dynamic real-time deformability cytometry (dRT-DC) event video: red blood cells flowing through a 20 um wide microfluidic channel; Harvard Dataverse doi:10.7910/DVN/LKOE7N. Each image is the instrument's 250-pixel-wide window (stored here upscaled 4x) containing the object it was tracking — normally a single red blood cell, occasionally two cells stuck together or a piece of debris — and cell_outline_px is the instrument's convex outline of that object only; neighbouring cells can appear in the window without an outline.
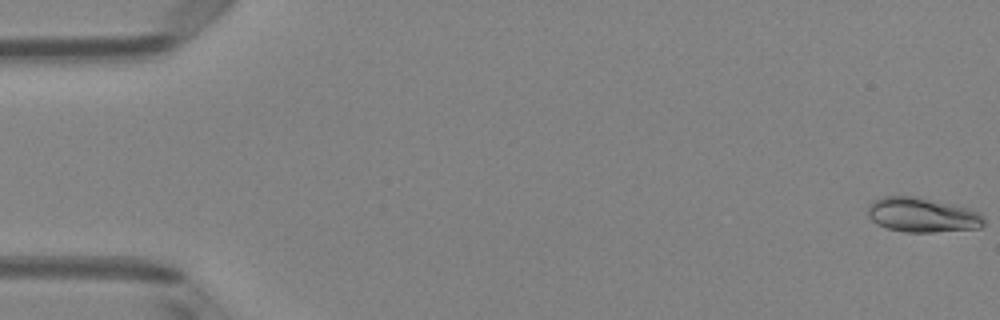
{"species": "Egyptian fruit bat (a non-hibernating species)", "species_latin": "Rousettus aegyptiacus", "temperature_condition": "room temperature", "stored_images_in_passage": 51, "camera_frame_rate_fps": 3000, "um_per_image_px": 0.085, "animal": {"sex": "female"}, "frame": {"image": 1, "passage_image": 1, "time_ms": 0.0, "image_size_px": [1000, 320], "cell_outline_px": [[984, 224], [980, 228], [932, 232], [904, 232], [888, 228], [872, 220], [868, 216], [868, 204], [872, 200], [884, 196], [916, 196], [968, 208], [980, 212], [984, 216]], "centroid_in_image_um": [78.39, 18.26], "position_along_channel_um": 6.6, "area_um2": 23.41}}
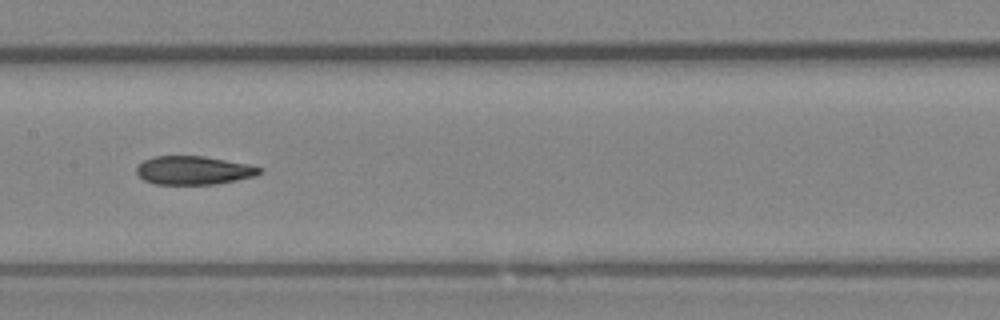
{"frame": {"image": 2, "passage_image": 26, "time_ms": 8.333, "image_size_px": [1000, 320], "cell_outline_px": [[264, 168], [256, 176], [216, 184], [152, 184], [144, 180], [136, 172], [136, 168], [144, 160], [152, 156], [204, 156], [248, 164]], "centroid_in_image_um": [16.46, 14.48], "position_along_channel_um": 190.9, "area_um2": 20.46}}
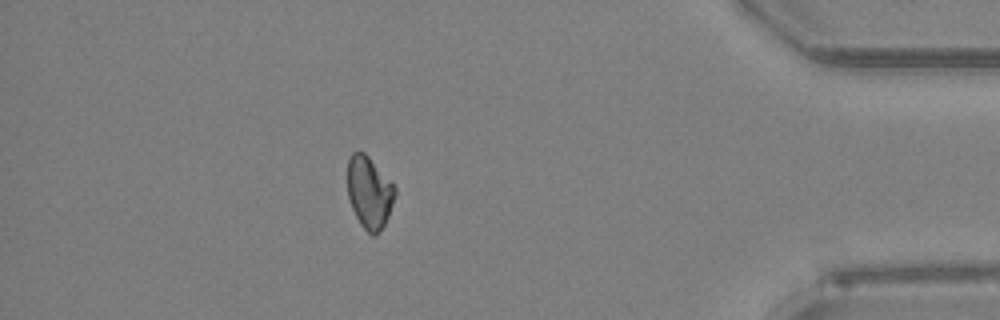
{"frame": {"image": 3, "passage_image": 45, "time_ms": 14.667, "image_size_px": [1000, 320], "cell_outline_px": [[396, 196], [388, 216], [384, 224], [372, 236], [360, 224], [352, 208], [348, 196], [348, 160], [352, 152], [364, 152], [368, 156], [396, 188]], "centroid_in_image_um": [31.39, 16.34], "position_along_channel_um": 403.8, "area_um2": 19.54}, "authors_computed_cell_mechanics": {"area_um2": 21.2126, "velocity_mm_per_s": 4.0267, "shape_relaxation_time_tau1_ms": null, "shape_relaxation_time_tau2_ms": 5.1138, "deformation_change_tau1": null, "deformation_change_tau2": 0.0766}}